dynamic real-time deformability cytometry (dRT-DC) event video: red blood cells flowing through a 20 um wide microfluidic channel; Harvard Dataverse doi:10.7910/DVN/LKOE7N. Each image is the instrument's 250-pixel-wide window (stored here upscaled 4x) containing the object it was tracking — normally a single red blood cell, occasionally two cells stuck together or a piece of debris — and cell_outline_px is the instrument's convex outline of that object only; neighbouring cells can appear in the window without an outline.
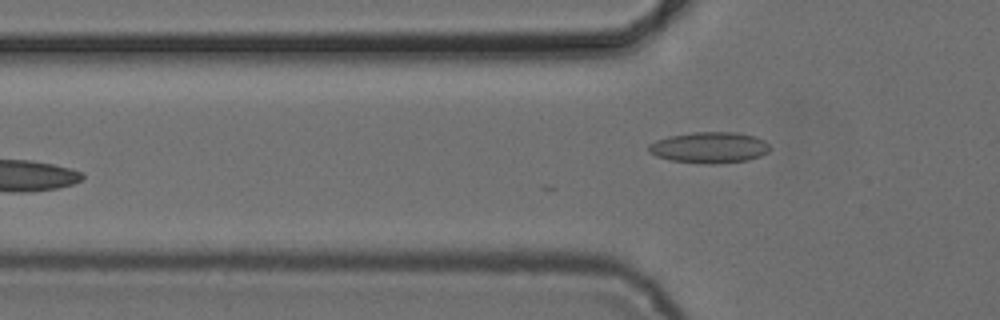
{"species": "common noctule bat (a hibernating species)", "species_latin": "Nyctalus noctula", "temperature_condition": "cold", "stored_images_in_passage": 5, "camera_frame_rate_fps": 3000, "um_per_image_px": 0.085, "animal": {"sex": "female", "body_mass_g": 24.6, "forearm_length_mm": 56.2}, "frame": {"image": 1, "passage_image": 5, "time_ms": 6.0, "image_size_px": [1000, 320], "cell_outline_px": [[772, 148], [768, 152], [760, 156], [748, 160], [716, 164], [700, 164], [668, 160], [656, 156], [648, 152], [648, 144], [656, 140], [668, 136], [692, 132], [736, 132], [756, 136], [764, 140]], "centroid_in_image_um": [60.29, 12.54], "position_along_channel_um": 65.5, "area_um2": 22.37}}